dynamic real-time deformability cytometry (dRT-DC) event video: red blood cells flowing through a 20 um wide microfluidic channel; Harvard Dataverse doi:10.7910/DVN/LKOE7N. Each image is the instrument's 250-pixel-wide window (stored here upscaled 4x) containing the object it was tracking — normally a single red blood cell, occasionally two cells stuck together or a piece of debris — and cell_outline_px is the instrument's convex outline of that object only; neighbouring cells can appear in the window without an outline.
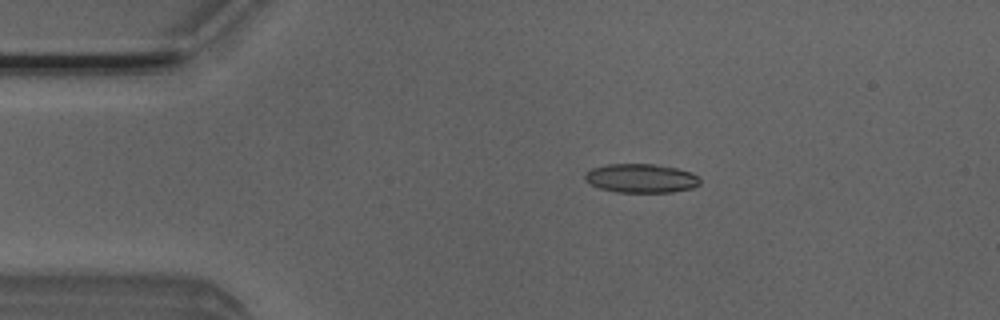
{"species": "Egyptian fruit bat (a non-hibernating species)", "species_latin": "Rousettus aegyptiacus", "temperature_condition": "room temperature", "stored_images_in_passage": 17, "camera_frame_rate_fps": 3000, "um_per_image_px": 0.085, "animal": {"sex": "male"}, "frame": {"image": 1, "passage_image": 10, "time_ms": 3.0, "image_size_px": [1000, 320], "cell_outline_px": [[700, 184], [692, 188], [672, 192], [616, 192], [600, 188], [584, 180], [584, 172], [592, 168], [604, 164], [652, 164], [676, 168], [692, 172], [700, 180]], "centroid_in_image_um": [54.46, 15.15], "position_along_channel_um": 30.5, "area_um2": 19.42}}
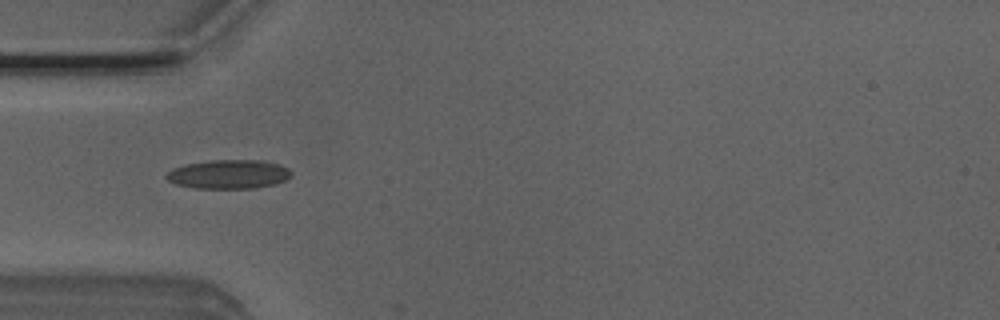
{"frame": {"image": 2, "passage_image": 16, "time_ms": 5.0, "image_size_px": [1000, 320], "cell_outline_px": [[292, 176], [276, 184], [252, 188], [192, 188], [176, 184], [168, 180], [164, 176], [172, 168], [184, 164], [212, 160], [264, 160], [280, 164], [288, 168], [292, 172]], "centroid_in_image_um": [19.44, 14.8], "position_along_channel_um": 65.6, "area_um2": 21.27}}